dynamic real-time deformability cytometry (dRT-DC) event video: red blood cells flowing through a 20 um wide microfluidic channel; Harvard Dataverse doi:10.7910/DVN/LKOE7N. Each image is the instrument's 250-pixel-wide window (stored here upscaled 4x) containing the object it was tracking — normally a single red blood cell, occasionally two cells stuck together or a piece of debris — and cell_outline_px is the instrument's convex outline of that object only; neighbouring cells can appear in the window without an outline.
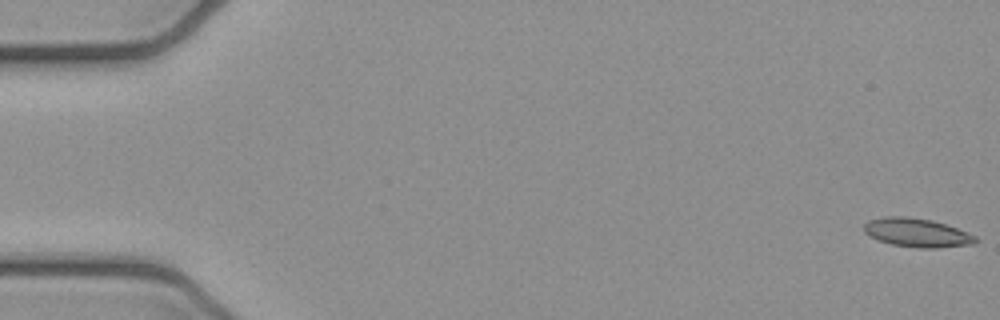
{"species": "common noctule bat (a hibernating species)", "species_latin": "Nyctalus noctula", "temperature_condition": "cold", "stored_images_in_passage": 52, "camera_frame_rate_fps": 3000, "um_per_image_px": 0.085, "animal": {"sex": "female", "body_mass_g": 21.9}, "frame": {"image": 1, "passage_image": 1, "time_ms": 0.0, "image_size_px": [1000, 320], "cell_outline_px": [[976, 244], [936, 248], [920, 248], [892, 244], [880, 240], [864, 232], [864, 224], [868, 220], [884, 216], [908, 216], [932, 220], [956, 228], [976, 236]], "centroid_in_image_um": [77.94, 19.77], "position_along_channel_um": 7.1, "area_um2": 18.55}}
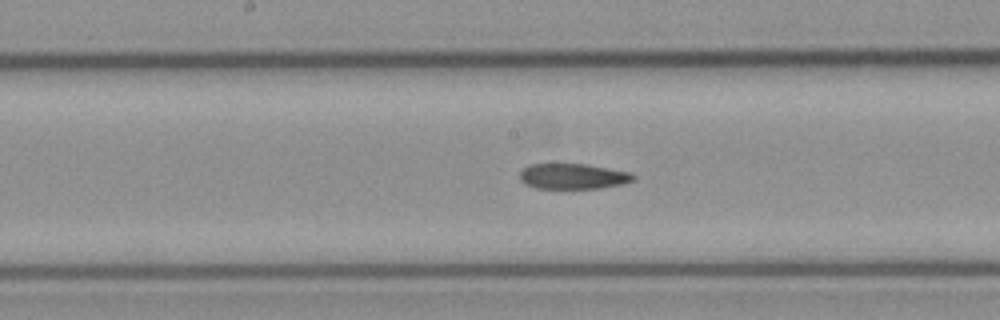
{"frame": {"image": 2, "passage_image": 27, "time_ms": 8.667, "image_size_px": [1000, 320], "cell_outline_px": [[636, 180], [624, 184], [600, 188], [536, 188], [524, 184], [520, 180], [520, 172], [528, 164], [588, 164], [632, 172], [636, 176]], "centroid_in_image_um": [48.75, 14.98], "position_along_channel_um": 199.4, "area_um2": 17.11}}
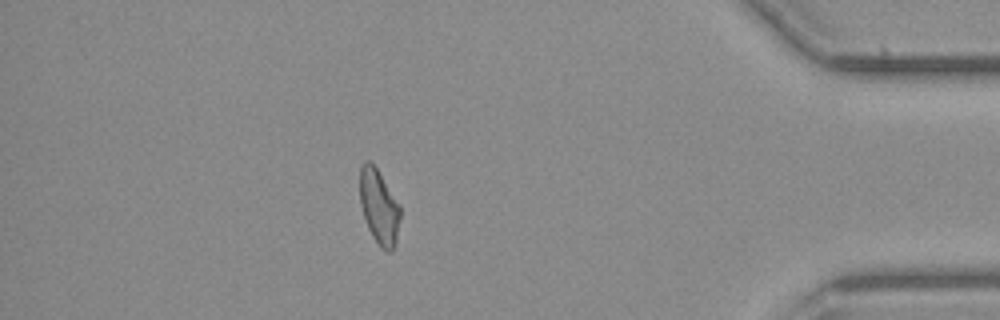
{"frame": {"image": 3, "passage_image": 46, "time_ms": 15.0, "image_size_px": [1000, 320], "cell_outline_px": [[400, 216], [396, 244], [392, 252], [388, 252], [380, 248], [372, 236], [368, 228], [360, 204], [360, 168], [368, 160], [376, 168], [400, 204]], "centroid_in_image_um": [32.23, 17.64], "position_along_channel_um": 403.0, "area_um2": 17.51}, "authors_computed_cell_mechanics": {"area_um2": 18.1781, "velocity_mm_per_s": 3.9313, "shape_relaxation_time_tau1_ms": null, "shape_relaxation_time_tau2_ms": 4.3224, "deformation_change_tau1": null, "deformation_change_tau2": 0.1103}}